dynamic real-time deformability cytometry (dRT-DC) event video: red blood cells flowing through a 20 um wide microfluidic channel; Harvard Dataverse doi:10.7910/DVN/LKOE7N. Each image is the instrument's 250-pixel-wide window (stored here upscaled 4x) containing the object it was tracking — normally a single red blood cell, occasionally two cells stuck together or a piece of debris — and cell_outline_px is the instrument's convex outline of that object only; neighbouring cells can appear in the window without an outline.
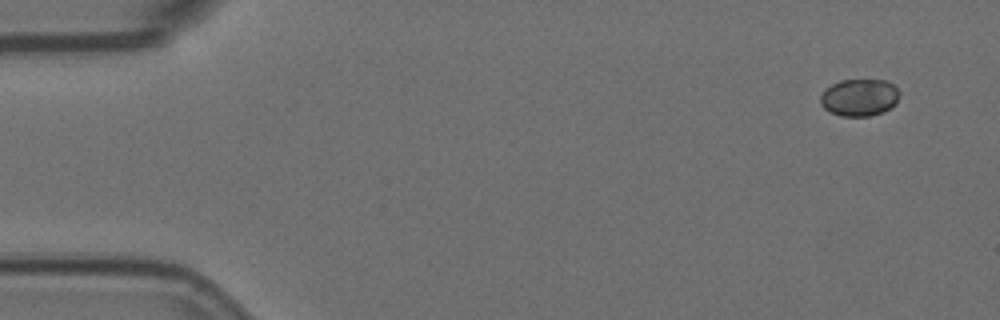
{"species": "Egyptian fruit bat (a non-hibernating species)", "species_latin": "Rousettus aegyptiacus", "temperature_condition": "room temperature", "stored_images_in_passage": 5, "camera_frame_rate_fps": 3000, "um_per_image_px": 0.085, "animal": {"sex": "female"}, "frame": {"image": 1, "passage_image": 1, "time_ms": 0.0, "image_size_px": [1000, 320], "cell_outline_px": [[900, 96], [896, 104], [884, 112], [868, 116], [840, 116], [824, 108], [820, 104], [820, 96], [832, 84], [840, 80], [888, 80], [900, 92]], "centroid_in_image_um": [73.08, 8.29], "position_along_channel_um": 11.9, "area_um2": 17.17}}
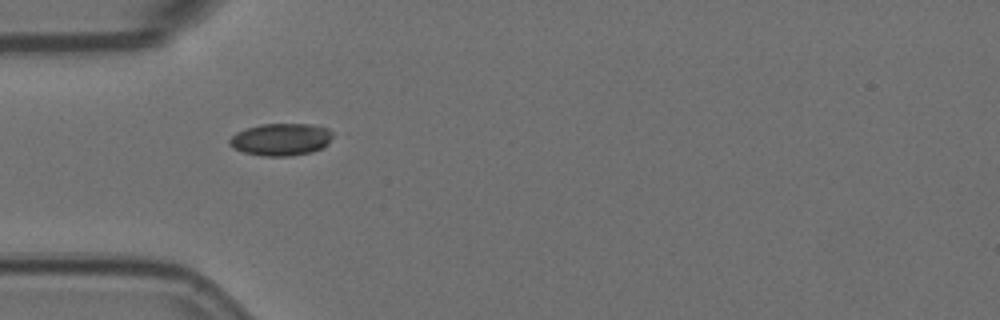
{"frame": {"image": 2, "passage_image": 4, "time_ms": 1.0, "image_size_px": [1000, 320], "cell_outline_px": [[332, 136], [328, 144], [312, 152], [292, 156], [264, 156], [244, 152], [228, 144], [228, 140], [236, 132], [260, 124], [312, 124], [328, 128], [332, 132]], "centroid_in_image_um": [23.9, 11.85], "position_along_channel_um": 61.1, "area_um2": 19.36}}
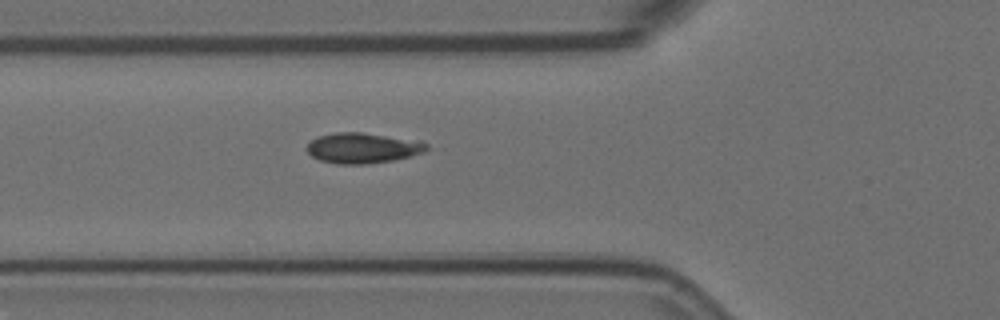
{"frame": {"image": 3, "passage_image": 5, "time_ms": 1.333, "image_size_px": [1000, 320], "cell_outline_px": [[428, 148], [424, 152], [392, 160], [364, 164], [336, 164], [320, 160], [312, 156], [304, 148], [312, 140], [320, 136], [336, 132], [364, 132], [420, 140], [428, 144]], "centroid_in_image_um": [30.83, 12.57], "position_along_channel_um": 95.0, "area_um2": 21.27}}